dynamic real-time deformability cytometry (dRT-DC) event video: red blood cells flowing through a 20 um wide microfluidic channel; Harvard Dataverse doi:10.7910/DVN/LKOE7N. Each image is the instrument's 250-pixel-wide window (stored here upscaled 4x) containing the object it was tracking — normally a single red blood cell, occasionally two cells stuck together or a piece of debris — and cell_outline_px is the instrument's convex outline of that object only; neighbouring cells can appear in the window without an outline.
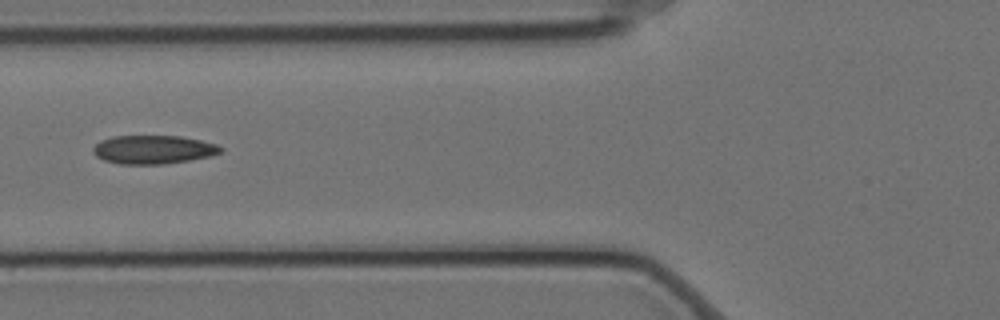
{"species": "Egyptian fruit bat (a non-hibernating species)", "species_latin": "Rousettus aegyptiacus", "temperature_condition": "cold", "stored_images_in_passage": 14, "camera_frame_rate_fps": 3000, "um_per_image_px": 0.085, "animal": {"sex": "female"}, "frame": {"image": 1, "passage_image": 5, "time_ms": 1.333, "image_size_px": [1000, 320], "cell_outline_px": [[224, 148], [220, 152], [208, 156], [188, 160], [164, 164], [120, 164], [104, 160], [96, 156], [92, 152], [92, 148], [100, 140], [112, 136], [180, 136], [200, 140], [216, 144]], "centroid_in_image_um": [12.98, 12.71], "position_along_channel_um": 112.8, "area_um2": 21.15}}
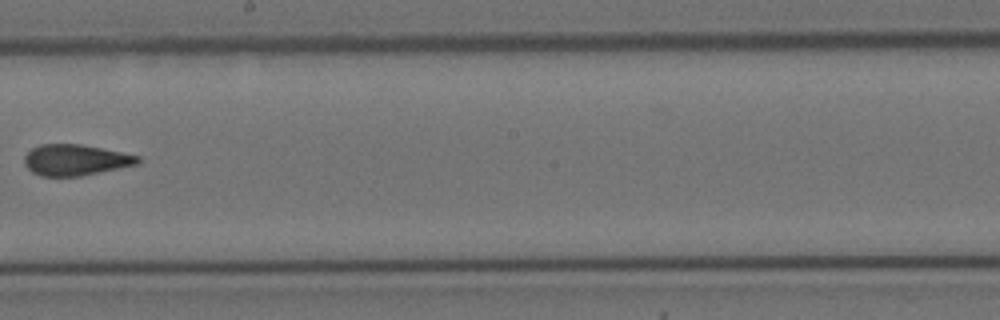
{"frame": {"image": 2, "passage_image": 8, "time_ms": 2.333, "image_size_px": [1000, 320], "cell_outline_px": [[140, 164], [80, 176], [40, 176], [32, 172], [24, 164], [24, 156], [32, 148], [40, 144], [80, 144], [140, 156]], "centroid_in_image_um": [6.4, 13.6], "position_along_channel_um": 241.8, "area_um2": 20.46}}
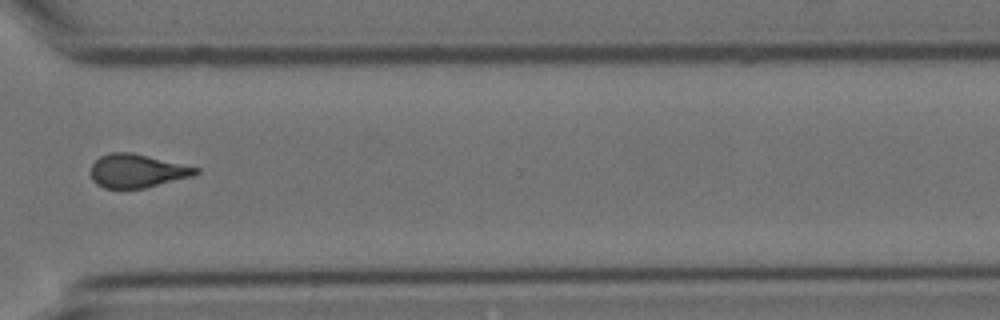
{"frame": {"image": 3, "passage_image": 11, "time_ms": 3.333, "image_size_px": [1000, 320], "cell_outline_px": [[200, 172], [192, 176], [144, 188], [104, 188], [96, 184], [92, 180], [92, 164], [100, 156], [108, 152], [132, 152], [200, 168]], "centroid_in_image_um": [11.65, 14.51], "position_along_channel_um": 359.0, "area_um2": 20.4}}